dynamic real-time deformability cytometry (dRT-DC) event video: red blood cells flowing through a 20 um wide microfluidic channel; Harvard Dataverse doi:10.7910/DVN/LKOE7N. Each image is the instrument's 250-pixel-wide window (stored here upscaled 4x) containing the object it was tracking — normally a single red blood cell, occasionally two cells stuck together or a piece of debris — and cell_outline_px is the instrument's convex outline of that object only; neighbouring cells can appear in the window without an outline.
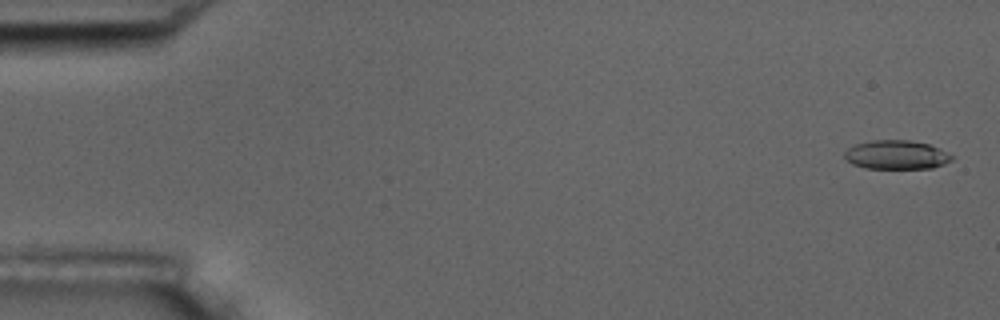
{"species": "common noctule bat (a hibernating species)", "species_latin": "Nyctalus noctula", "temperature_condition": "room temperature", "stored_images_in_passage": 5, "camera_frame_rate_fps": 3000, "um_per_image_px": 0.085, "animal": {"sex": "male", "body_mass_g": 17.5, "forearm_length_mm": 52.3}, "frame": {"image": 1, "passage_image": 1, "time_ms": 0.0, "image_size_px": [1000, 320], "cell_outline_px": [[952, 160], [944, 164], [932, 168], [864, 168], [852, 164], [844, 156], [844, 152], [848, 148], [856, 144], [872, 140], [908, 140], [928, 144], [940, 148], [948, 152], [952, 156]], "centroid_in_image_um": [76.2, 13.16], "position_along_channel_um": 8.8, "area_um2": 18.03}}
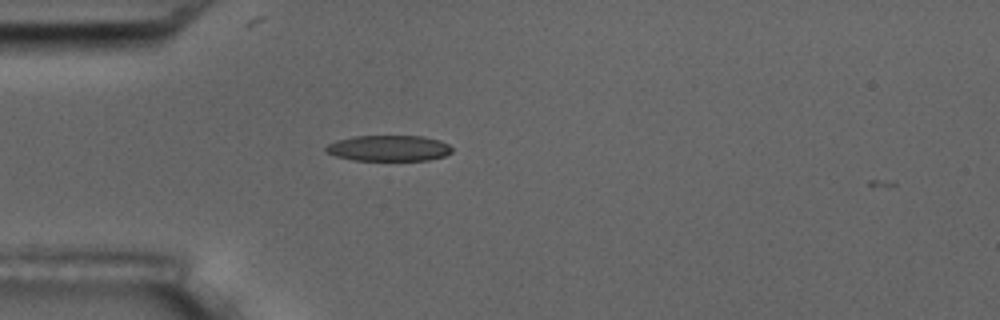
{"frame": {"image": 2, "passage_image": 5, "time_ms": 4.667, "image_size_px": [1000, 320], "cell_outline_px": [[452, 152], [444, 156], [428, 160], [352, 160], [336, 156], [324, 152], [324, 148], [328, 144], [336, 140], [356, 136], [420, 136], [440, 140], [448, 144], [452, 148]], "centroid_in_image_um": [33.02, 12.6], "position_along_channel_um": 52.0, "area_um2": 19.02}}